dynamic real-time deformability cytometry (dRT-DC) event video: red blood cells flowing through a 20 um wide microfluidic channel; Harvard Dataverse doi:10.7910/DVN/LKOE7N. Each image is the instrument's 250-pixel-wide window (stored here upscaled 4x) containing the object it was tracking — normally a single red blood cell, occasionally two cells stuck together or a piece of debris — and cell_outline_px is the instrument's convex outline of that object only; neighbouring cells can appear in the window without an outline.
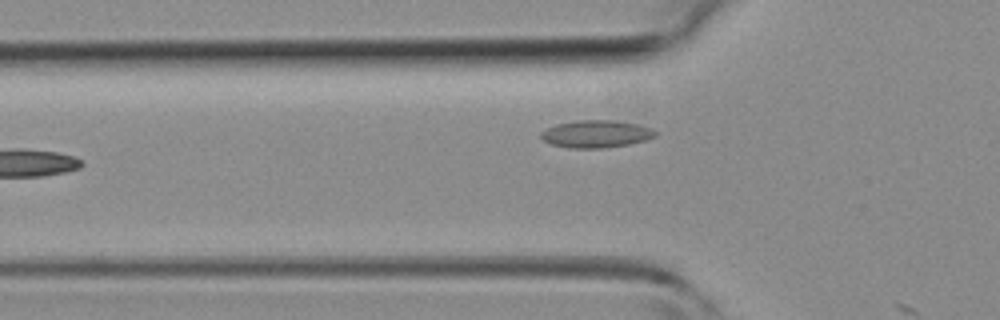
{"species": "common noctule bat (a hibernating species)", "species_latin": "Nyctalus noctula", "temperature_condition": "room temperature", "stored_images_in_passage": 3, "camera_frame_rate_fps": 3000, "um_per_image_px": 0.085, "animal": {"sex": "female", "body_mass_g": 19.3, "forearm_length_mm": 54.1}, "frame": {"image": 1, "passage_image": 2, "time_ms": 1.333, "image_size_px": [1000, 320], "cell_outline_px": [[656, 136], [644, 140], [628, 144], [604, 148], [568, 148], [552, 144], [544, 140], [540, 136], [540, 132], [556, 124], [576, 120], [612, 120], [636, 124], [652, 128], [656, 132]], "centroid_in_image_um": [50.65, 11.38], "position_along_channel_um": 75.1, "area_um2": 18.15}}